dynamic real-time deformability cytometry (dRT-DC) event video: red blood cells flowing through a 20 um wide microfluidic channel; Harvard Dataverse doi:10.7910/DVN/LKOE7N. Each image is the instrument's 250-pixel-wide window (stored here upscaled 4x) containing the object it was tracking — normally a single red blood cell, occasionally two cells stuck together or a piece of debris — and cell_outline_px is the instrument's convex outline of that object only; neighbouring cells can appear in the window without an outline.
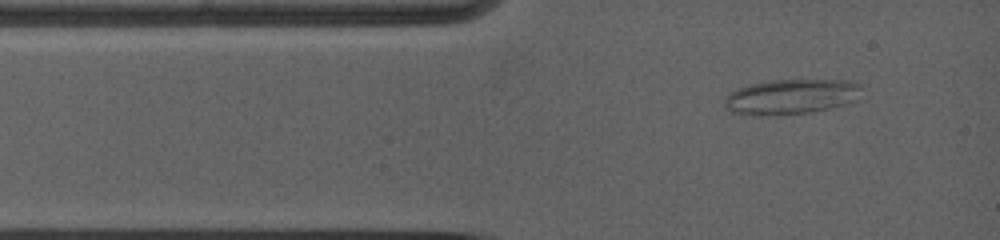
{"species": "common noctule bat (a hibernating species)", "species_latin": "Nyctalus noctula", "temperature_condition": "warm", "stored_images_in_passage": 37, "camera_frame_rate_fps": 5000, "um_per_image_px": 0.085, "animal": {"sex": "female", "body_mass_g": 19.0, "forearm_length_mm": 53.3}, "frame": {"image": 1, "passage_image": 1, "time_ms": 0.0, "image_size_px": [1000, 240], "cell_outline_px": [[864, 84], [856, 100], [844, 104], [828, 108], [808, 112], [776, 116], [752, 116], [732, 112], [724, 104], [724, 100], [736, 88], [752, 84], [772, 80], [848, 80]], "centroid_in_image_um": [67.26, 8.22], "position_along_channel_um": 17.7, "area_um2": 28.15}}
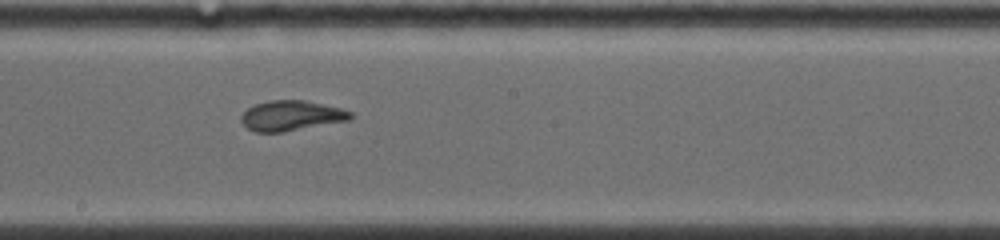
{"frame": {"image": 2, "passage_image": 18, "time_ms": 5.8, "image_size_px": [1000, 240], "cell_outline_px": [[352, 116], [348, 120], [284, 132], [256, 132], [248, 128], [240, 120], [240, 116], [248, 108], [256, 104], [268, 100], [304, 100], [340, 108], [352, 112]], "centroid_in_image_um": [24.73, 9.83], "position_along_channel_um": 223.5, "area_um2": 19.02}}
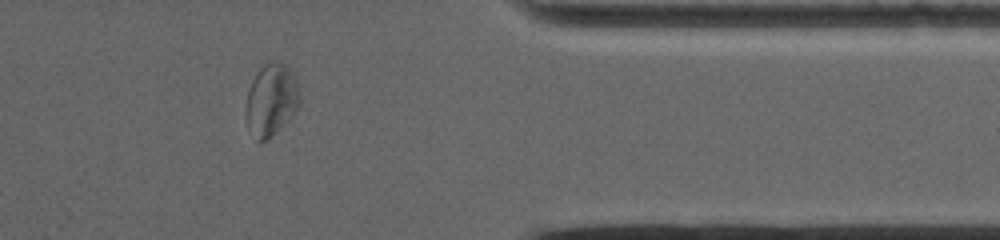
{"frame": {"image": 3, "passage_image": 32, "time_ms": 10.4, "image_size_px": [1000, 240], "cell_outline_px": [[300, 104], [292, 116], [268, 140], [260, 144], [256, 140], [248, 128], [244, 116], [244, 112], [248, 92], [252, 80], [256, 72], [268, 60], [276, 60], [284, 64], [292, 72], [296, 80], [300, 96]], "centroid_in_image_um": [23.03, 8.51], "position_along_channel_um": 388.4, "area_um2": 23.06}, "authors_computed_cell_mechanics": {"area_um2": 19.4786, "velocity_mm_per_s": 3.9449, "shape_relaxation_time_tau1_ms": 6.6626, "shape_relaxation_time_tau2_ms": 2.2465, "deformation_change_tau1": 0.199, "deformation_change_tau2": 0.0947}}